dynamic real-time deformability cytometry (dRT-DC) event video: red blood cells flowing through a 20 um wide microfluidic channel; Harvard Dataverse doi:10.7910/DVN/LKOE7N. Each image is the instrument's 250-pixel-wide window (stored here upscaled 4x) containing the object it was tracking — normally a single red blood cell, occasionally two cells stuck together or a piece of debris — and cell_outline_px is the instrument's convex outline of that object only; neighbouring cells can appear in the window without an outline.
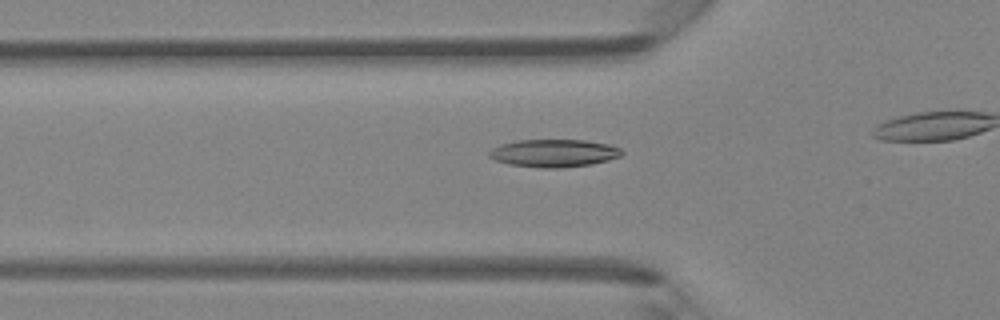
{"species": "Egyptian fruit bat (a non-hibernating species)", "species_latin": "Rousettus aegyptiacus", "temperature_condition": "room temperature", "stored_images_in_passage": 39, "camera_frame_rate_fps": 3000, "um_per_image_px": 0.085, "animal": {"sex": "female"}, "frame": {"image": 1, "passage_image": 17, "time_ms": 5.333, "image_size_px": [1000, 320], "cell_outline_px": [[624, 152], [620, 156], [608, 160], [592, 164], [560, 168], [540, 168], [508, 164], [496, 160], [488, 156], [488, 152], [492, 148], [500, 144], [516, 140], [584, 140], [608, 144], [620, 148]], "centroid_in_image_um": [47.06, 13.02], "position_along_channel_um": 78.7, "area_um2": 21.5}}
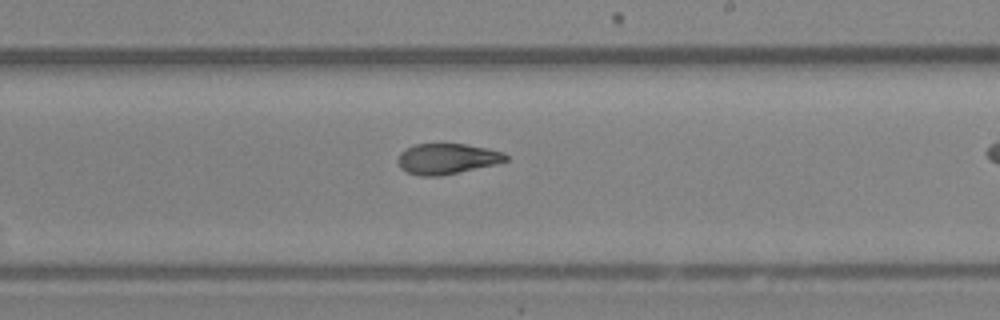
{"frame": {"image": 2, "passage_image": 29, "time_ms": 9.333, "image_size_px": [1000, 320], "cell_outline_px": [[508, 160], [496, 164], [440, 176], [420, 176], [408, 172], [400, 168], [396, 160], [400, 152], [404, 148], [416, 144], [464, 144], [504, 152], [508, 156]], "centroid_in_image_um": [37.96, 13.5], "position_along_channel_um": 251.0, "area_um2": 19.25}}
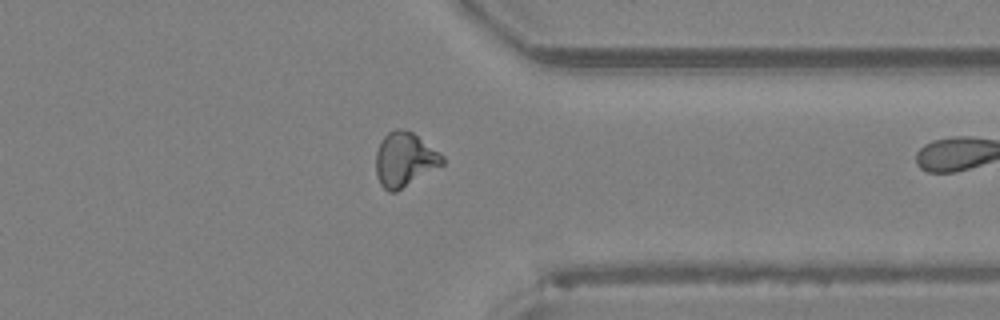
{"frame": {"image": 3, "passage_image": 38, "time_ms": 12.333, "image_size_px": [1000, 320], "cell_outline_px": [[444, 164], [396, 192], [388, 192], [380, 184], [376, 176], [376, 152], [384, 136], [388, 132], [396, 128], [404, 128], [412, 132], [440, 152], [444, 156]], "centroid_in_image_um": [34.39, 13.56], "position_along_channel_um": 377.0, "area_um2": 21.1}}